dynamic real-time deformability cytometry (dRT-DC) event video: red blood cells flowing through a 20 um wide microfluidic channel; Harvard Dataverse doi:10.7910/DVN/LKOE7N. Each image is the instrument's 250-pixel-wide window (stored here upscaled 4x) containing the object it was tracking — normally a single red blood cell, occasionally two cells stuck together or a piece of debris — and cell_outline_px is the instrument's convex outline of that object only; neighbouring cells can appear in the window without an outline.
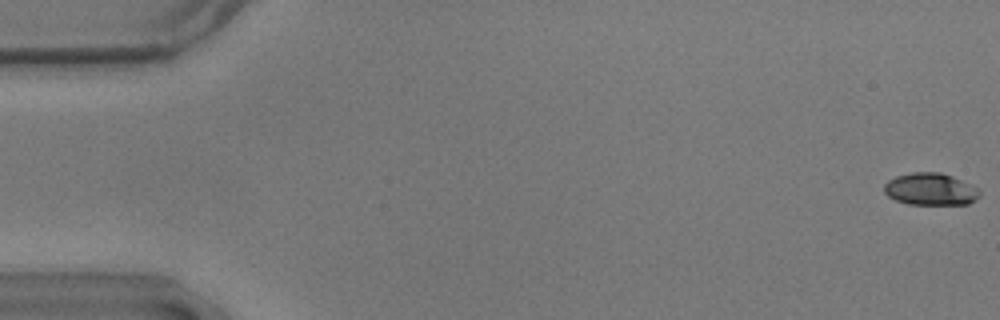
{"species": "common noctule bat (a hibernating species)", "species_latin": "Nyctalus noctula", "temperature_condition": "warm", "stored_images_in_passage": 57, "camera_frame_rate_fps": 3000, "um_per_image_px": 0.085, "animal": {"sex": "male", "body_mass_g": 17.9}, "frame": {"image": 1, "passage_image": 1, "time_ms": 0.0, "image_size_px": [1000, 320], "cell_outline_px": [[980, 196], [976, 200], [968, 204], [908, 204], [896, 200], [888, 196], [884, 192], [884, 184], [888, 180], [896, 176], [912, 172], [940, 172], [952, 176], [972, 184], [980, 188]], "centroid_in_image_um": [79.12, 16.07], "position_along_channel_um": 5.9, "area_um2": 18.09}}
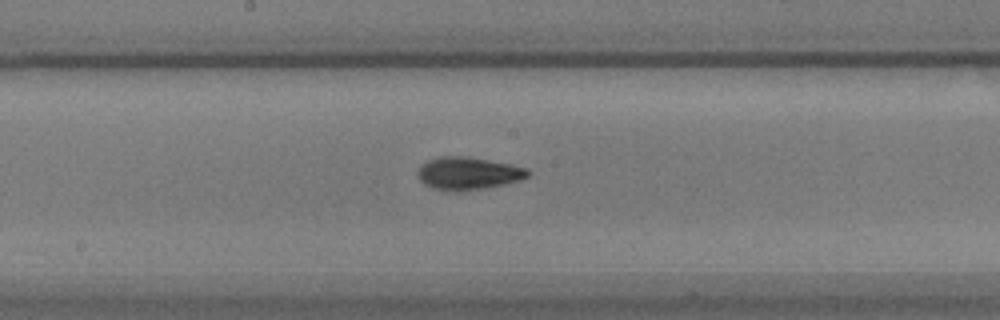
{"frame": {"image": 2, "passage_image": 30, "time_ms": 9.667, "image_size_px": [1000, 320], "cell_outline_px": [[532, 172], [528, 176], [520, 180], [504, 184], [460, 192], [432, 188], [424, 184], [416, 176], [416, 172], [420, 164], [428, 160], [440, 156], [468, 156], [512, 164], [524, 168]], "centroid_in_image_um": [39.75, 14.72], "position_along_channel_um": 208.5, "area_um2": 21.15}}
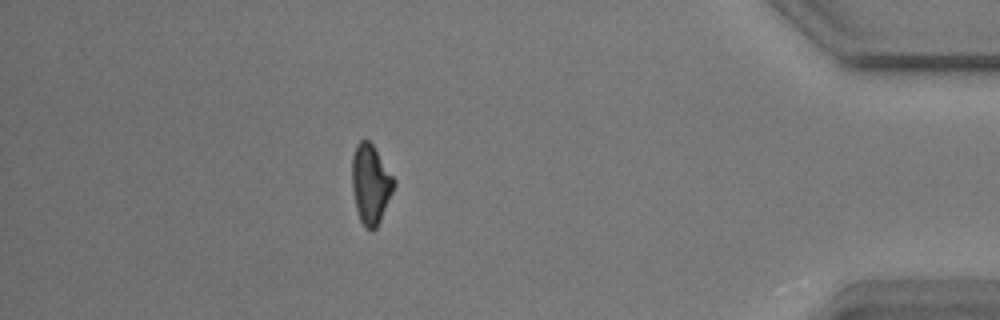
{"frame": {"image": 3, "passage_image": 50, "time_ms": 16.333, "image_size_px": [1000, 320], "cell_outline_px": [[396, 184], [380, 220], [376, 228], [372, 232], [364, 228], [360, 220], [356, 208], [352, 188], [352, 156], [356, 144], [360, 140], [368, 140], [372, 144], [396, 180]], "centroid_in_image_um": [31.5, 15.66], "position_along_channel_um": 403.7, "area_um2": 19.42}, "authors_computed_cell_mechanics": {"area_um2": 19.1318, "velocity_mm_per_s": 3.6089, "shape_relaxation_time_tau1_ms": 2.9782, "shape_relaxation_time_tau2_ms": 2.6017, "deformation_change_tau1": 0.1489, "deformation_change_tau2": 0.0931}}